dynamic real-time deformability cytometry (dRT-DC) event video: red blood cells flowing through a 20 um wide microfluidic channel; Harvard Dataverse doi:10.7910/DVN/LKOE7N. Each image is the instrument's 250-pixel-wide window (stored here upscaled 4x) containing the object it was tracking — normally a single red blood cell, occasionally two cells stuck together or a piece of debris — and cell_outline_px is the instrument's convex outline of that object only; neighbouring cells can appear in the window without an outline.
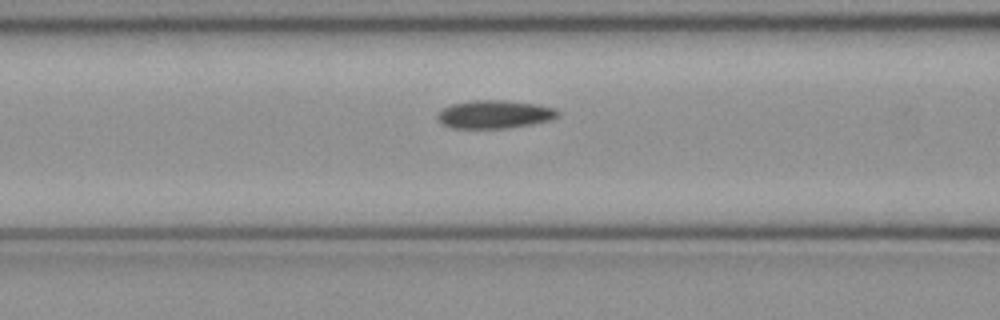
{"species": "common noctule bat (a hibernating species)", "species_latin": "Nyctalus noctula", "temperature_condition": "cold", "stored_images_in_passage": 29, "camera_frame_rate_fps": 3000, "um_per_image_px": 0.085, "animal": {"sex": "female", "body_mass_g": 21.9}, "frame": {"image": 1, "passage_image": 6, "time_ms": 1.667, "image_size_px": [1000, 320], "cell_outline_px": [[560, 116], [552, 120], [532, 124], [508, 128], [452, 128], [440, 124], [436, 116], [444, 108], [452, 104], [472, 100], [504, 100], [536, 104], [556, 108], [560, 112]], "centroid_in_image_um": [42.07, 9.72], "position_along_channel_um": 124.5, "area_um2": 19.94}}
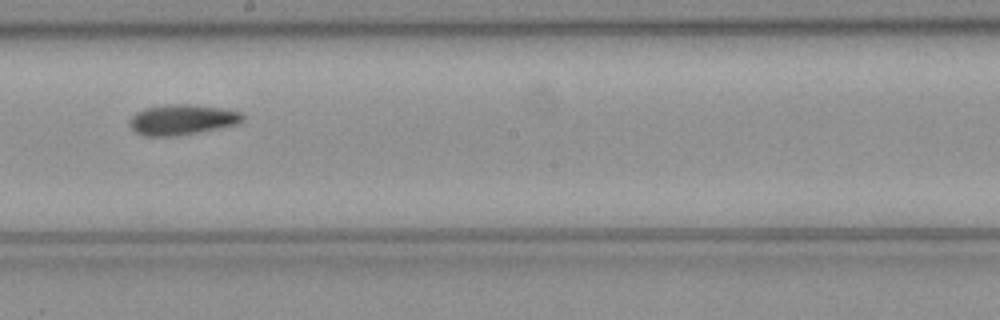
{"frame": {"image": 2, "passage_image": 14, "time_ms": 4.333, "image_size_px": [1000, 320], "cell_outline_px": [[244, 120], [236, 124], [196, 132], [168, 136], [144, 136], [136, 132], [128, 124], [128, 120], [136, 112], [148, 108], [168, 104], [192, 104], [240, 112], [244, 116]], "centroid_in_image_um": [15.42, 10.17], "position_along_channel_um": 232.8, "area_um2": 19.54}}
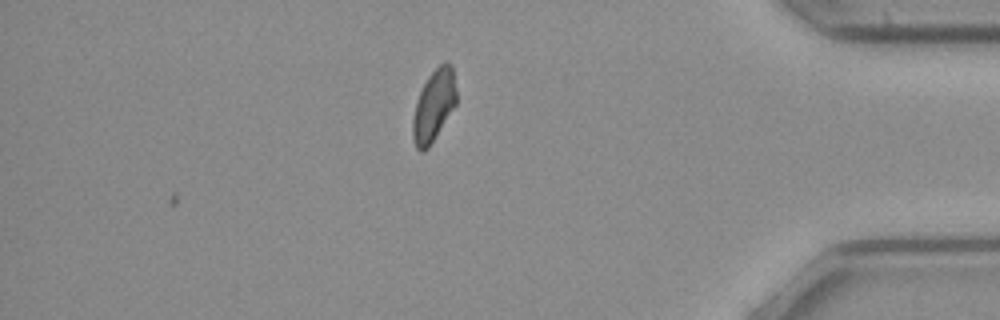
{"frame": {"image": 3, "passage_image": 29, "time_ms": 9.333, "image_size_px": [1000, 320], "cell_outline_px": [[456, 104], [428, 148], [424, 152], [420, 152], [416, 148], [412, 136], [412, 120], [416, 104], [420, 92], [428, 76], [444, 60], [452, 64], [456, 92]], "centroid_in_image_um": [36.87, 8.98], "position_along_channel_um": 398.3, "area_um2": 18.03}}